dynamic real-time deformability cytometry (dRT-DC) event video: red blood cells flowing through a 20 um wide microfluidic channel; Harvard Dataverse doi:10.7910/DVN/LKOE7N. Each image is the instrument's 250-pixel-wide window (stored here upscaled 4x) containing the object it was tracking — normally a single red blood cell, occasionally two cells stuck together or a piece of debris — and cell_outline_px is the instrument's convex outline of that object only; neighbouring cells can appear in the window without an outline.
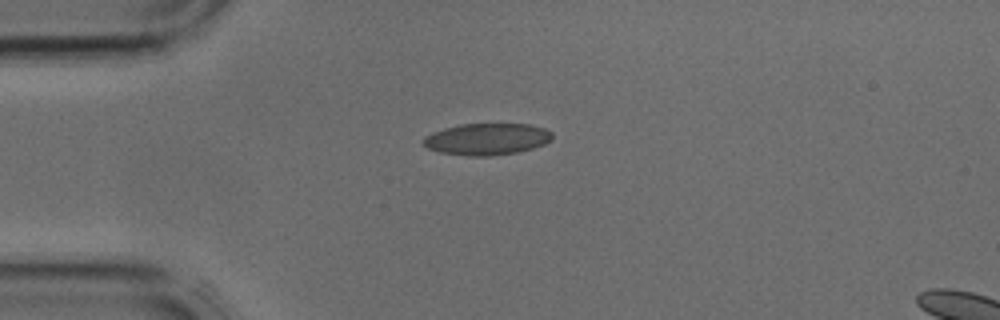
{"species": "common noctule bat (a hibernating species)", "species_latin": "Nyctalus noctula", "temperature_condition": "cold", "stored_images_in_passage": 32, "camera_frame_rate_fps": 3000, "um_per_image_px": 0.085, "animal": {"sex": "male", "body_mass_g": 17.9, "forearm_length_mm": 54.2}, "frame": {"image": 1, "passage_image": 1, "time_ms": 0.0, "image_size_px": [1000, 320], "cell_outline_px": [[552, 140], [544, 144], [532, 148], [516, 152], [488, 156], [468, 156], [440, 152], [428, 148], [424, 144], [424, 136], [432, 132], [444, 128], [460, 124], [528, 124], [544, 128], [552, 132]], "centroid_in_image_um": [41.39, 11.82], "position_along_channel_um": 43.6, "area_um2": 23.7}}
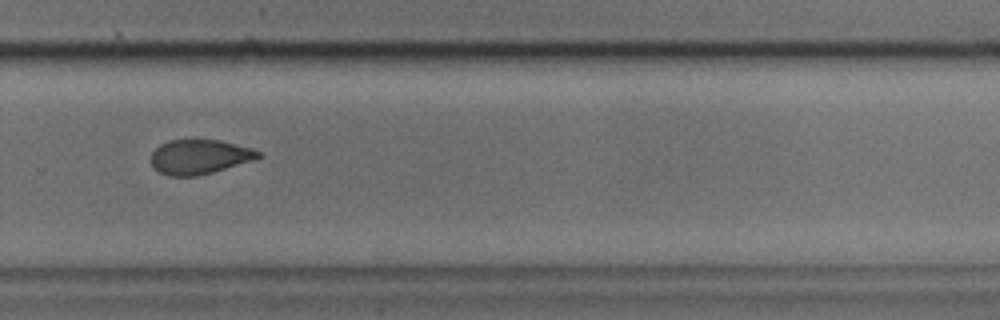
{"frame": {"image": 2, "passage_image": 19, "time_ms": 6.0, "image_size_px": [1000, 320], "cell_outline_px": [[264, 156], [252, 160], [212, 172], [196, 176], [168, 176], [160, 172], [152, 164], [152, 152], [160, 144], [168, 140], [220, 140], [252, 148], [260, 152]], "centroid_in_image_um": [16.96, 13.32], "position_along_channel_um": 312.8, "area_um2": 21.39}}
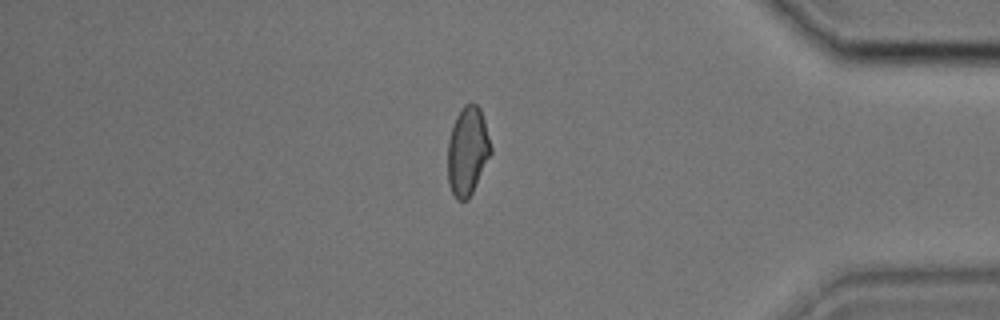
{"frame": {"image": 3, "passage_image": 26, "time_ms": 8.333, "image_size_px": [1000, 320], "cell_outline_px": [[492, 152], [468, 200], [456, 200], [448, 184], [448, 140], [456, 116], [460, 108], [464, 104], [472, 100], [480, 108], [484, 120], [492, 148]], "centroid_in_image_um": [39.74, 12.81], "position_along_channel_um": 395.5, "area_um2": 22.31}}